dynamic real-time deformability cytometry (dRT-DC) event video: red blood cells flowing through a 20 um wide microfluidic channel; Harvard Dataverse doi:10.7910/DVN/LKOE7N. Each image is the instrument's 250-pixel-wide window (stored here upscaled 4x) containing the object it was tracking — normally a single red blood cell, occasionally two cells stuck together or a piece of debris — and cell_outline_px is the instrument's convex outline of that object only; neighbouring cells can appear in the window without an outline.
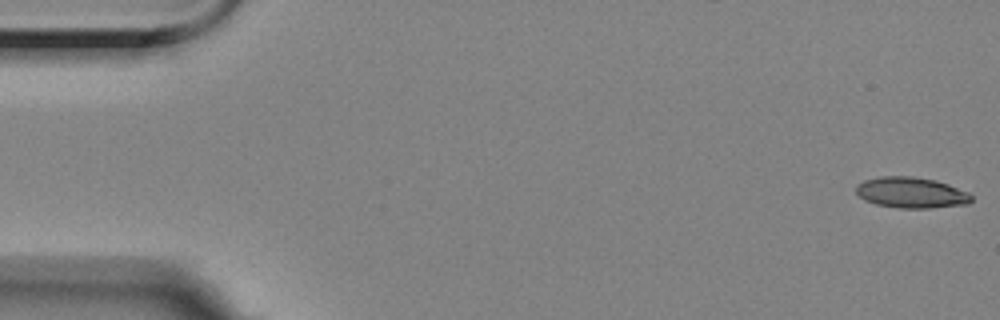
{"species": "Egyptian fruit bat (a non-hibernating species)", "species_latin": "Rousettus aegyptiacus", "temperature_condition": "room temperature", "stored_images_in_passage": 55, "camera_frame_rate_fps": 3000, "um_per_image_px": 0.085, "animal": {"sex": "female"}, "frame": {"image": 1, "passage_image": 1, "time_ms": 0.0, "image_size_px": [1000, 320], "cell_outline_px": [[972, 200], [968, 204], [928, 208], [900, 208], [876, 204], [864, 200], [856, 192], [856, 184], [864, 180], [880, 176], [912, 176], [936, 180], [948, 184], [968, 192], [972, 196]], "centroid_in_image_um": [77.45, 16.36], "position_along_channel_um": 7.6, "area_um2": 20.81}}
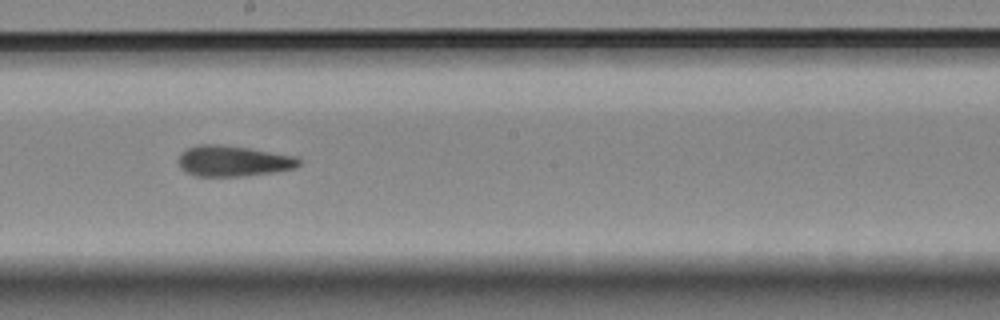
{"frame": {"image": 2, "passage_image": 31, "time_ms": 10.0, "image_size_px": [1000, 320], "cell_outline_px": [[300, 164], [296, 168], [272, 172], [244, 176], [196, 176], [184, 172], [180, 168], [180, 152], [188, 148], [200, 144], [220, 144], [248, 148], [300, 156]], "centroid_in_image_um": [19.85, 13.68], "position_along_channel_um": 228.4, "area_um2": 21.73}}
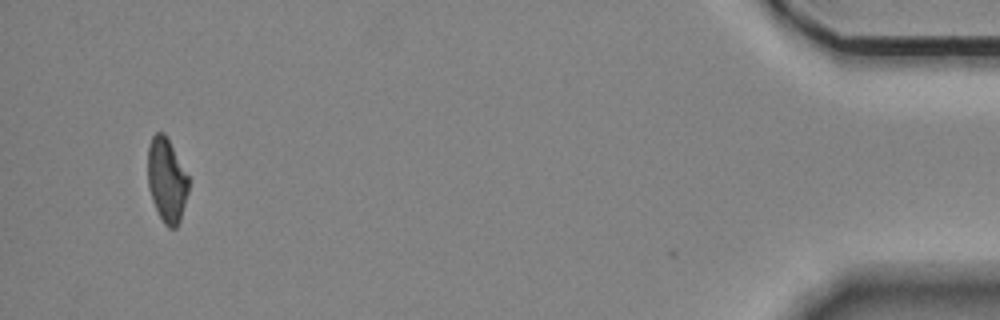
{"frame": {"image": 3, "passage_image": 54, "time_ms": 17.667, "image_size_px": [1000, 320], "cell_outline_px": [[188, 192], [180, 220], [176, 228], [168, 228], [164, 224], [152, 200], [148, 188], [148, 144], [152, 136], [156, 132], [164, 132], [188, 176]], "centroid_in_image_um": [14.15, 15.31], "position_along_channel_um": 421.0, "area_um2": 19.83}, "authors_computed_cell_mechanics": {"area_um2": 21.097, "velocity_mm_per_s": 3.5251, "shape_relaxation_time_tau1_ms": 7.4999, "shape_relaxation_time_tau2_ms": 2.2418, "deformation_change_tau1": 0.1965, "deformation_change_tau2": 0.1121}}